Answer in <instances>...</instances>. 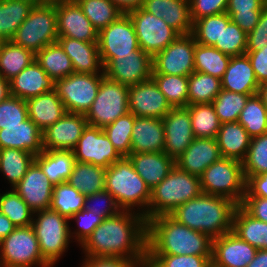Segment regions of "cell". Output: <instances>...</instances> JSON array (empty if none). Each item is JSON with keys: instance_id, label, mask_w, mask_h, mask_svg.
Here are the masks:
<instances>
[{"instance_id": "cell-1", "label": "cell", "mask_w": 267, "mask_h": 267, "mask_svg": "<svg viewBox=\"0 0 267 267\" xmlns=\"http://www.w3.org/2000/svg\"><path fill=\"white\" fill-rule=\"evenodd\" d=\"M147 221L139 212L120 211L103 219L81 247L86 257H119L146 263Z\"/></svg>"}, {"instance_id": "cell-2", "label": "cell", "mask_w": 267, "mask_h": 267, "mask_svg": "<svg viewBox=\"0 0 267 267\" xmlns=\"http://www.w3.org/2000/svg\"><path fill=\"white\" fill-rule=\"evenodd\" d=\"M212 240L170 215L147 220L146 254L212 255Z\"/></svg>"}, {"instance_id": "cell-3", "label": "cell", "mask_w": 267, "mask_h": 267, "mask_svg": "<svg viewBox=\"0 0 267 267\" xmlns=\"http://www.w3.org/2000/svg\"><path fill=\"white\" fill-rule=\"evenodd\" d=\"M238 204L231 199L202 193L178 206L171 214L179 223L218 238L232 231L233 216Z\"/></svg>"}, {"instance_id": "cell-4", "label": "cell", "mask_w": 267, "mask_h": 267, "mask_svg": "<svg viewBox=\"0 0 267 267\" xmlns=\"http://www.w3.org/2000/svg\"><path fill=\"white\" fill-rule=\"evenodd\" d=\"M105 190L111 193L121 210L132 212L136 205L146 207L141 214L147 221L151 190L135 171L128 157H122L106 168Z\"/></svg>"}, {"instance_id": "cell-5", "label": "cell", "mask_w": 267, "mask_h": 267, "mask_svg": "<svg viewBox=\"0 0 267 267\" xmlns=\"http://www.w3.org/2000/svg\"><path fill=\"white\" fill-rule=\"evenodd\" d=\"M202 193L200 177L180 170L175 165L167 177L151 190L147 220L169 215L178 206Z\"/></svg>"}, {"instance_id": "cell-6", "label": "cell", "mask_w": 267, "mask_h": 267, "mask_svg": "<svg viewBox=\"0 0 267 267\" xmlns=\"http://www.w3.org/2000/svg\"><path fill=\"white\" fill-rule=\"evenodd\" d=\"M57 39L55 5L34 4L11 41L36 54L45 46L57 42Z\"/></svg>"}, {"instance_id": "cell-7", "label": "cell", "mask_w": 267, "mask_h": 267, "mask_svg": "<svg viewBox=\"0 0 267 267\" xmlns=\"http://www.w3.org/2000/svg\"><path fill=\"white\" fill-rule=\"evenodd\" d=\"M204 194L222 196L241 204L246 193V180L242 163L221 158L211 164L200 176Z\"/></svg>"}, {"instance_id": "cell-8", "label": "cell", "mask_w": 267, "mask_h": 267, "mask_svg": "<svg viewBox=\"0 0 267 267\" xmlns=\"http://www.w3.org/2000/svg\"><path fill=\"white\" fill-rule=\"evenodd\" d=\"M32 227L43 259L52 267L66 251L71 238L69 219L51 208L34 212Z\"/></svg>"}, {"instance_id": "cell-9", "label": "cell", "mask_w": 267, "mask_h": 267, "mask_svg": "<svg viewBox=\"0 0 267 267\" xmlns=\"http://www.w3.org/2000/svg\"><path fill=\"white\" fill-rule=\"evenodd\" d=\"M129 86L104 76L91 108L85 114L90 126L104 128L129 113Z\"/></svg>"}, {"instance_id": "cell-10", "label": "cell", "mask_w": 267, "mask_h": 267, "mask_svg": "<svg viewBox=\"0 0 267 267\" xmlns=\"http://www.w3.org/2000/svg\"><path fill=\"white\" fill-rule=\"evenodd\" d=\"M51 267L41 255L32 226L16 227L0 242V267Z\"/></svg>"}, {"instance_id": "cell-11", "label": "cell", "mask_w": 267, "mask_h": 267, "mask_svg": "<svg viewBox=\"0 0 267 267\" xmlns=\"http://www.w3.org/2000/svg\"><path fill=\"white\" fill-rule=\"evenodd\" d=\"M101 73H76L55 81V90L69 113L86 114L91 108L102 78Z\"/></svg>"}, {"instance_id": "cell-12", "label": "cell", "mask_w": 267, "mask_h": 267, "mask_svg": "<svg viewBox=\"0 0 267 267\" xmlns=\"http://www.w3.org/2000/svg\"><path fill=\"white\" fill-rule=\"evenodd\" d=\"M127 14L133 22L139 47L152 57L180 35L161 17L157 18L142 7L130 10Z\"/></svg>"}, {"instance_id": "cell-13", "label": "cell", "mask_w": 267, "mask_h": 267, "mask_svg": "<svg viewBox=\"0 0 267 267\" xmlns=\"http://www.w3.org/2000/svg\"><path fill=\"white\" fill-rule=\"evenodd\" d=\"M98 48L103 66L113 57L140 49L133 22L127 13L99 31Z\"/></svg>"}, {"instance_id": "cell-14", "label": "cell", "mask_w": 267, "mask_h": 267, "mask_svg": "<svg viewBox=\"0 0 267 267\" xmlns=\"http://www.w3.org/2000/svg\"><path fill=\"white\" fill-rule=\"evenodd\" d=\"M195 44L192 34L179 35L164 50L152 57V74L189 76L195 71Z\"/></svg>"}, {"instance_id": "cell-15", "label": "cell", "mask_w": 267, "mask_h": 267, "mask_svg": "<svg viewBox=\"0 0 267 267\" xmlns=\"http://www.w3.org/2000/svg\"><path fill=\"white\" fill-rule=\"evenodd\" d=\"M103 71L110 80L126 86L136 85L152 78V56L140 48L130 54L111 58L103 66Z\"/></svg>"}, {"instance_id": "cell-16", "label": "cell", "mask_w": 267, "mask_h": 267, "mask_svg": "<svg viewBox=\"0 0 267 267\" xmlns=\"http://www.w3.org/2000/svg\"><path fill=\"white\" fill-rule=\"evenodd\" d=\"M76 162L108 168L122 156L102 128L87 125L73 150Z\"/></svg>"}, {"instance_id": "cell-17", "label": "cell", "mask_w": 267, "mask_h": 267, "mask_svg": "<svg viewBox=\"0 0 267 267\" xmlns=\"http://www.w3.org/2000/svg\"><path fill=\"white\" fill-rule=\"evenodd\" d=\"M165 133L164 153L177 160L194 140L187 107H172L162 118Z\"/></svg>"}, {"instance_id": "cell-18", "label": "cell", "mask_w": 267, "mask_h": 267, "mask_svg": "<svg viewBox=\"0 0 267 267\" xmlns=\"http://www.w3.org/2000/svg\"><path fill=\"white\" fill-rule=\"evenodd\" d=\"M58 37L98 43L99 31L85 16L76 0L56 4Z\"/></svg>"}, {"instance_id": "cell-19", "label": "cell", "mask_w": 267, "mask_h": 267, "mask_svg": "<svg viewBox=\"0 0 267 267\" xmlns=\"http://www.w3.org/2000/svg\"><path fill=\"white\" fill-rule=\"evenodd\" d=\"M128 102L130 113L137 117L162 119L172 108L153 78L129 86Z\"/></svg>"}, {"instance_id": "cell-20", "label": "cell", "mask_w": 267, "mask_h": 267, "mask_svg": "<svg viewBox=\"0 0 267 267\" xmlns=\"http://www.w3.org/2000/svg\"><path fill=\"white\" fill-rule=\"evenodd\" d=\"M87 125L85 114L66 112L42 131L43 149L73 151Z\"/></svg>"}, {"instance_id": "cell-21", "label": "cell", "mask_w": 267, "mask_h": 267, "mask_svg": "<svg viewBox=\"0 0 267 267\" xmlns=\"http://www.w3.org/2000/svg\"><path fill=\"white\" fill-rule=\"evenodd\" d=\"M257 251L230 231L212 240L211 264L214 267H246Z\"/></svg>"}, {"instance_id": "cell-22", "label": "cell", "mask_w": 267, "mask_h": 267, "mask_svg": "<svg viewBox=\"0 0 267 267\" xmlns=\"http://www.w3.org/2000/svg\"><path fill=\"white\" fill-rule=\"evenodd\" d=\"M54 185L33 162L21 181L13 188L33 212L50 208Z\"/></svg>"}, {"instance_id": "cell-23", "label": "cell", "mask_w": 267, "mask_h": 267, "mask_svg": "<svg viewBox=\"0 0 267 267\" xmlns=\"http://www.w3.org/2000/svg\"><path fill=\"white\" fill-rule=\"evenodd\" d=\"M221 158L216 139L194 138L182 155L175 160V165L180 170L200 177L205 169Z\"/></svg>"}, {"instance_id": "cell-24", "label": "cell", "mask_w": 267, "mask_h": 267, "mask_svg": "<svg viewBox=\"0 0 267 267\" xmlns=\"http://www.w3.org/2000/svg\"><path fill=\"white\" fill-rule=\"evenodd\" d=\"M142 8L157 18L161 17L180 35L192 33L189 0H145Z\"/></svg>"}, {"instance_id": "cell-25", "label": "cell", "mask_w": 267, "mask_h": 267, "mask_svg": "<svg viewBox=\"0 0 267 267\" xmlns=\"http://www.w3.org/2000/svg\"><path fill=\"white\" fill-rule=\"evenodd\" d=\"M13 97L28 100L55 89V81L34 60L10 81Z\"/></svg>"}, {"instance_id": "cell-26", "label": "cell", "mask_w": 267, "mask_h": 267, "mask_svg": "<svg viewBox=\"0 0 267 267\" xmlns=\"http://www.w3.org/2000/svg\"><path fill=\"white\" fill-rule=\"evenodd\" d=\"M42 136V130L28 118L20 125L0 129V149L15 148L38 155L44 150Z\"/></svg>"}, {"instance_id": "cell-27", "label": "cell", "mask_w": 267, "mask_h": 267, "mask_svg": "<svg viewBox=\"0 0 267 267\" xmlns=\"http://www.w3.org/2000/svg\"><path fill=\"white\" fill-rule=\"evenodd\" d=\"M164 148L165 133L162 119L135 116L131 153L163 152Z\"/></svg>"}, {"instance_id": "cell-28", "label": "cell", "mask_w": 267, "mask_h": 267, "mask_svg": "<svg viewBox=\"0 0 267 267\" xmlns=\"http://www.w3.org/2000/svg\"><path fill=\"white\" fill-rule=\"evenodd\" d=\"M259 86L247 54L232 56L221 79V88L230 92L255 95Z\"/></svg>"}, {"instance_id": "cell-29", "label": "cell", "mask_w": 267, "mask_h": 267, "mask_svg": "<svg viewBox=\"0 0 267 267\" xmlns=\"http://www.w3.org/2000/svg\"><path fill=\"white\" fill-rule=\"evenodd\" d=\"M128 158L150 190L167 177L175 167V160L164 152L131 153Z\"/></svg>"}, {"instance_id": "cell-30", "label": "cell", "mask_w": 267, "mask_h": 267, "mask_svg": "<svg viewBox=\"0 0 267 267\" xmlns=\"http://www.w3.org/2000/svg\"><path fill=\"white\" fill-rule=\"evenodd\" d=\"M57 42L72 62L74 72L96 74L103 65L100 60L98 43L58 37Z\"/></svg>"}, {"instance_id": "cell-31", "label": "cell", "mask_w": 267, "mask_h": 267, "mask_svg": "<svg viewBox=\"0 0 267 267\" xmlns=\"http://www.w3.org/2000/svg\"><path fill=\"white\" fill-rule=\"evenodd\" d=\"M28 117L44 131L67 112L56 90L26 100Z\"/></svg>"}, {"instance_id": "cell-32", "label": "cell", "mask_w": 267, "mask_h": 267, "mask_svg": "<svg viewBox=\"0 0 267 267\" xmlns=\"http://www.w3.org/2000/svg\"><path fill=\"white\" fill-rule=\"evenodd\" d=\"M222 158H228L243 162L251 137L244 127L237 122L223 123L216 137Z\"/></svg>"}, {"instance_id": "cell-33", "label": "cell", "mask_w": 267, "mask_h": 267, "mask_svg": "<svg viewBox=\"0 0 267 267\" xmlns=\"http://www.w3.org/2000/svg\"><path fill=\"white\" fill-rule=\"evenodd\" d=\"M34 162L55 186L68 181L76 160L73 151L43 150Z\"/></svg>"}, {"instance_id": "cell-34", "label": "cell", "mask_w": 267, "mask_h": 267, "mask_svg": "<svg viewBox=\"0 0 267 267\" xmlns=\"http://www.w3.org/2000/svg\"><path fill=\"white\" fill-rule=\"evenodd\" d=\"M232 232L258 250H267V223L249 215L240 205L234 212Z\"/></svg>"}, {"instance_id": "cell-35", "label": "cell", "mask_w": 267, "mask_h": 267, "mask_svg": "<svg viewBox=\"0 0 267 267\" xmlns=\"http://www.w3.org/2000/svg\"><path fill=\"white\" fill-rule=\"evenodd\" d=\"M34 0H0V36L10 41L34 6Z\"/></svg>"}, {"instance_id": "cell-36", "label": "cell", "mask_w": 267, "mask_h": 267, "mask_svg": "<svg viewBox=\"0 0 267 267\" xmlns=\"http://www.w3.org/2000/svg\"><path fill=\"white\" fill-rule=\"evenodd\" d=\"M106 168L91 163L75 162L68 183L85 196L105 189Z\"/></svg>"}, {"instance_id": "cell-37", "label": "cell", "mask_w": 267, "mask_h": 267, "mask_svg": "<svg viewBox=\"0 0 267 267\" xmlns=\"http://www.w3.org/2000/svg\"><path fill=\"white\" fill-rule=\"evenodd\" d=\"M35 60L54 81L74 73L71 59L58 42L49 44L36 53Z\"/></svg>"}, {"instance_id": "cell-38", "label": "cell", "mask_w": 267, "mask_h": 267, "mask_svg": "<svg viewBox=\"0 0 267 267\" xmlns=\"http://www.w3.org/2000/svg\"><path fill=\"white\" fill-rule=\"evenodd\" d=\"M34 60L35 54L32 51L11 40L5 41L0 49V75L10 81Z\"/></svg>"}, {"instance_id": "cell-39", "label": "cell", "mask_w": 267, "mask_h": 267, "mask_svg": "<svg viewBox=\"0 0 267 267\" xmlns=\"http://www.w3.org/2000/svg\"><path fill=\"white\" fill-rule=\"evenodd\" d=\"M35 155L20 149H0V171L14 188L34 162Z\"/></svg>"}, {"instance_id": "cell-40", "label": "cell", "mask_w": 267, "mask_h": 267, "mask_svg": "<svg viewBox=\"0 0 267 267\" xmlns=\"http://www.w3.org/2000/svg\"><path fill=\"white\" fill-rule=\"evenodd\" d=\"M266 5L265 0H228L226 13L232 22L248 34L257 25Z\"/></svg>"}, {"instance_id": "cell-41", "label": "cell", "mask_w": 267, "mask_h": 267, "mask_svg": "<svg viewBox=\"0 0 267 267\" xmlns=\"http://www.w3.org/2000/svg\"><path fill=\"white\" fill-rule=\"evenodd\" d=\"M230 58L231 56L213 46L195 44L194 67L196 72L206 73L221 80Z\"/></svg>"}, {"instance_id": "cell-42", "label": "cell", "mask_w": 267, "mask_h": 267, "mask_svg": "<svg viewBox=\"0 0 267 267\" xmlns=\"http://www.w3.org/2000/svg\"><path fill=\"white\" fill-rule=\"evenodd\" d=\"M195 138L216 139L221 123L212 103L187 105Z\"/></svg>"}, {"instance_id": "cell-43", "label": "cell", "mask_w": 267, "mask_h": 267, "mask_svg": "<svg viewBox=\"0 0 267 267\" xmlns=\"http://www.w3.org/2000/svg\"><path fill=\"white\" fill-rule=\"evenodd\" d=\"M221 89L220 79L194 71L188 76V105L212 103Z\"/></svg>"}, {"instance_id": "cell-44", "label": "cell", "mask_w": 267, "mask_h": 267, "mask_svg": "<svg viewBox=\"0 0 267 267\" xmlns=\"http://www.w3.org/2000/svg\"><path fill=\"white\" fill-rule=\"evenodd\" d=\"M238 122L251 138L267 133V108L258 94L249 97Z\"/></svg>"}, {"instance_id": "cell-45", "label": "cell", "mask_w": 267, "mask_h": 267, "mask_svg": "<svg viewBox=\"0 0 267 267\" xmlns=\"http://www.w3.org/2000/svg\"><path fill=\"white\" fill-rule=\"evenodd\" d=\"M213 47L231 57L246 54L247 34L236 23L231 21L226 12L222 13L220 44H215Z\"/></svg>"}, {"instance_id": "cell-46", "label": "cell", "mask_w": 267, "mask_h": 267, "mask_svg": "<svg viewBox=\"0 0 267 267\" xmlns=\"http://www.w3.org/2000/svg\"><path fill=\"white\" fill-rule=\"evenodd\" d=\"M85 195L81 194L68 182L53 187L50 208L70 219L75 213L84 209Z\"/></svg>"}, {"instance_id": "cell-47", "label": "cell", "mask_w": 267, "mask_h": 267, "mask_svg": "<svg viewBox=\"0 0 267 267\" xmlns=\"http://www.w3.org/2000/svg\"><path fill=\"white\" fill-rule=\"evenodd\" d=\"M91 24L100 31L116 21L122 12L110 0H76Z\"/></svg>"}, {"instance_id": "cell-48", "label": "cell", "mask_w": 267, "mask_h": 267, "mask_svg": "<svg viewBox=\"0 0 267 267\" xmlns=\"http://www.w3.org/2000/svg\"><path fill=\"white\" fill-rule=\"evenodd\" d=\"M152 78L171 107H187L188 76L152 74Z\"/></svg>"}, {"instance_id": "cell-49", "label": "cell", "mask_w": 267, "mask_h": 267, "mask_svg": "<svg viewBox=\"0 0 267 267\" xmlns=\"http://www.w3.org/2000/svg\"><path fill=\"white\" fill-rule=\"evenodd\" d=\"M135 115L127 113L103 128L104 133L122 157L131 154V137Z\"/></svg>"}, {"instance_id": "cell-50", "label": "cell", "mask_w": 267, "mask_h": 267, "mask_svg": "<svg viewBox=\"0 0 267 267\" xmlns=\"http://www.w3.org/2000/svg\"><path fill=\"white\" fill-rule=\"evenodd\" d=\"M250 96L221 89L212 102L220 123L237 122Z\"/></svg>"}, {"instance_id": "cell-51", "label": "cell", "mask_w": 267, "mask_h": 267, "mask_svg": "<svg viewBox=\"0 0 267 267\" xmlns=\"http://www.w3.org/2000/svg\"><path fill=\"white\" fill-rule=\"evenodd\" d=\"M0 211L16 227H28L32 225V215L34 212L13 188L7 193L0 194Z\"/></svg>"}, {"instance_id": "cell-52", "label": "cell", "mask_w": 267, "mask_h": 267, "mask_svg": "<svg viewBox=\"0 0 267 267\" xmlns=\"http://www.w3.org/2000/svg\"><path fill=\"white\" fill-rule=\"evenodd\" d=\"M242 167L245 180L267 173V133L251 138Z\"/></svg>"}, {"instance_id": "cell-53", "label": "cell", "mask_w": 267, "mask_h": 267, "mask_svg": "<svg viewBox=\"0 0 267 267\" xmlns=\"http://www.w3.org/2000/svg\"><path fill=\"white\" fill-rule=\"evenodd\" d=\"M212 255L146 254L150 267H209Z\"/></svg>"}, {"instance_id": "cell-54", "label": "cell", "mask_w": 267, "mask_h": 267, "mask_svg": "<svg viewBox=\"0 0 267 267\" xmlns=\"http://www.w3.org/2000/svg\"><path fill=\"white\" fill-rule=\"evenodd\" d=\"M191 34L198 44L207 46L220 44V35L222 34V13L196 20L193 23Z\"/></svg>"}, {"instance_id": "cell-55", "label": "cell", "mask_w": 267, "mask_h": 267, "mask_svg": "<svg viewBox=\"0 0 267 267\" xmlns=\"http://www.w3.org/2000/svg\"><path fill=\"white\" fill-rule=\"evenodd\" d=\"M28 118L26 100L10 96L0 102V129H4V126L20 125V122Z\"/></svg>"}, {"instance_id": "cell-56", "label": "cell", "mask_w": 267, "mask_h": 267, "mask_svg": "<svg viewBox=\"0 0 267 267\" xmlns=\"http://www.w3.org/2000/svg\"><path fill=\"white\" fill-rule=\"evenodd\" d=\"M100 200H102V202L104 203L107 202L106 205H104L106 207L98 208L96 205H91V203H93L94 201L99 203ZM84 203V209L94 212L96 215L102 217L103 219L113 217L117 215L120 211H122L117 205L111 193L105 189L100 192H96L92 195L85 196Z\"/></svg>"}, {"instance_id": "cell-57", "label": "cell", "mask_w": 267, "mask_h": 267, "mask_svg": "<svg viewBox=\"0 0 267 267\" xmlns=\"http://www.w3.org/2000/svg\"><path fill=\"white\" fill-rule=\"evenodd\" d=\"M190 15L194 23L201 18L226 12L228 0H189Z\"/></svg>"}, {"instance_id": "cell-58", "label": "cell", "mask_w": 267, "mask_h": 267, "mask_svg": "<svg viewBox=\"0 0 267 267\" xmlns=\"http://www.w3.org/2000/svg\"><path fill=\"white\" fill-rule=\"evenodd\" d=\"M72 219H75L79 224L78 231L72 232V234H76V240L78 239L77 241L81 245L103 221L102 217L87 209H82L80 212L75 213L69 220Z\"/></svg>"}, {"instance_id": "cell-59", "label": "cell", "mask_w": 267, "mask_h": 267, "mask_svg": "<svg viewBox=\"0 0 267 267\" xmlns=\"http://www.w3.org/2000/svg\"><path fill=\"white\" fill-rule=\"evenodd\" d=\"M267 45V5L262 10L254 29L247 34V51L262 50Z\"/></svg>"}, {"instance_id": "cell-60", "label": "cell", "mask_w": 267, "mask_h": 267, "mask_svg": "<svg viewBox=\"0 0 267 267\" xmlns=\"http://www.w3.org/2000/svg\"><path fill=\"white\" fill-rule=\"evenodd\" d=\"M259 85L267 82V45L258 51H246Z\"/></svg>"}, {"instance_id": "cell-61", "label": "cell", "mask_w": 267, "mask_h": 267, "mask_svg": "<svg viewBox=\"0 0 267 267\" xmlns=\"http://www.w3.org/2000/svg\"><path fill=\"white\" fill-rule=\"evenodd\" d=\"M240 206L249 215L267 223V199L257 196H244Z\"/></svg>"}, {"instance_id": "cell-62", "label": "cell", "mask_w": 267, "mask_h": 267, "mask_svg": "<svg viewBox=\"0 0 267 267\" xmlns=\"http://www.w3.org/2000/svg\"><path fill=\"white\" fill-rule=\"evenodd\" d=\"M138 262H133L119 257H85L82 267H138Z\"/></svg>"}, {"instance_id": "cell-63", "label": "cell", "mask_w": 267, "mask_h": 267, "mask_svg": "<svg viewBox=\"0 0 267 267\" xmlns=\"http://www.w3.org/2000/svg\"><path fill=\"white\" fill-rule=\"evenodd\" d=\"M244 196H257L267 199V173L250 176L246 180V193Z\"/></svg>"}, {"instance_id": "cell-64", "label": "cell", "mask_w": 267, "mask_h": 267, "mask_svg": "<svg viewBox=\"0 0 267 267\" xmlns=\"http://www.w3.org/2000/svg\"><path fill=\"white\" fill-rule=\"evenodd\" d=\"M122 12L127 13L130 10L141 8L145 0H110Z\"/></svg>"}, {"instance_id": "cell-65", "label": "cell", "mask_w": 267, "mask_h": 267, "mask_svg": "<svg viewBox=\"0 0 267 267\" xmlns=\"http://www.w3.org/2000/svg\"><path fill=\"white\" fill-rule=\"evenodd\" d=\"M15 228L16 226L11 220L0 211V242L12 233Z\"/></svg>"}, {"instance_id": "cell-66", "label": "cell", "mask_w": 267, "mask_h": 267, "mask_svg": "<svg viewBox=\"0 0 267 267\" xmlns=\"http://www.w3.org/2000/svg\"><path fill=\"white\" fill-rule=\"evenodd\" d=\"M246 267H267V250H258L253 260Z\"/></svg>"}, {"instance_id": "cell-67", "label": "cell", "mask_w": 267, "mask_h": 267, "mask_svg": "<svg viewBox=\"0 0 267 267\" xmlns=\"http://www.w3.org/2000/svg\"><path fill=\"white\" fill-rule=\"evenodd\" d=\"M10 96V82L0 75V102L5 101Z\"/></svg>"}, {"instance_id": "cell-68", "label": "cell", "mask_w": 267, "mask_h": 267, "mask_svg": "<svg viewBox=\"0 0 267 267\" xmlns=\"http://www.w3.org/2000/svg\"><path fill=\"white\" fill-rule=\"evenodd\" d=\"M257 94L261 97L264 105L267 108V82L266 83H263V84H261L259 86V89H258V93Z\"/></svg>"}, {"instance_id": "cell-69", "label": "cell", "mask_w": 267, "mask_h": 267, "mask_svg": "<svg viewBox=\"0 0 267 267\" xmlns=\"http://www.w3.org/2000/svg\"><path fill=\"white\" fill-rule=\"evenodd\" d=\"M35 4L56 5L60 3L69 2L72 0H34Z\"/></svg>"}, {"instance_id": "cell-70", "label": "cell", "mask_w": 267, "mask_h": 267, "mask_svg": "<svg viewBox=\"0 0 267 267\" xmlns=\"http://www.w3.org/2000/svg\"><path fill=\"white\" fill-rule=\"evenodd\" d=\"M6 40L3 39L1 36H0V49L2 48V45L4 44Z\"/></svg>"}, {"instance_id": "cell-71", "label": "cell", "mask_w": 267, "mask_h": 267, "mask_svg": "<svg viewBox=\"0 0 267 267\" xmlns=\"http://www.w3.org/2000/svg\"><path fill=\"white\" fill-rule=\"evenodd\" d=\"M138 267H150L148 264H143V265H140V266H138Z\"/></svg>"}]
</instances>
